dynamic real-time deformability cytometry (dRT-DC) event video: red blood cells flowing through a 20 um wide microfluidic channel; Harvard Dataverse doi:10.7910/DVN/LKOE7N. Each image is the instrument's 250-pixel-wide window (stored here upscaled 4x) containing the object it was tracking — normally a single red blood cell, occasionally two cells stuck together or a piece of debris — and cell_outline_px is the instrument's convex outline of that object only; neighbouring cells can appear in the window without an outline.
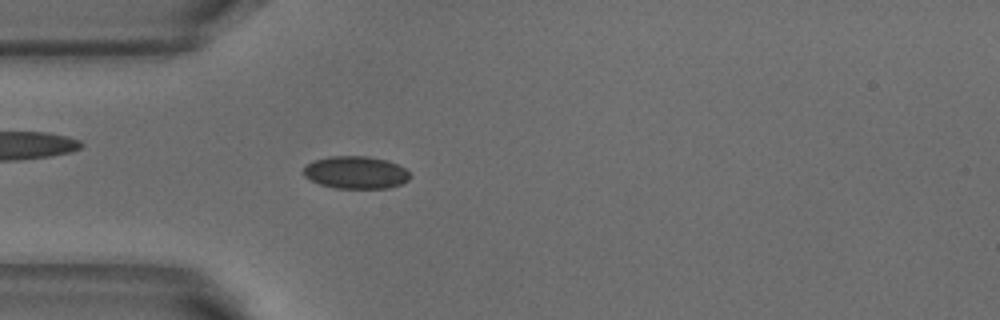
{"species": "common noctule bat (a hibernating species)", "species_latin": "Nyctalus noctula", "temperature_condition": "warm", "stored_images_in_passage": 51, "camera_frame_rate_fps": 3000, "um_per_image_px": 0.085, "animal": {"sex": "male", "body_mass_g": 18.8}, "frame": {"image": 1, "passage_image": 14, "time_ms": 4.333, "image_size_px": [1000, 320], "cell_outline_px": [[412, 176], [408, 180], [400, 184], [388, 188], [336, 188], [320, 184], [304, 176], [304, 168], [308, 164], [316, 160], [332, 156], [368, 156], [388, 160], [404, 168]], "centroid_in_image_um": [30.28, 14.66], "position_along_channel_um": 54.7, "area_um2": 20.0}}
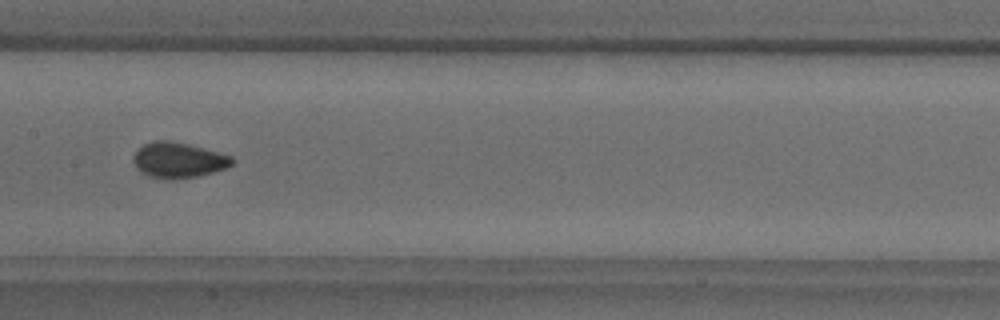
{"frame": {"image": 2, "passage_image": 25, "time_ms": 8.0, "image_size_px": [1000, 320], "cell_outline_px": [[236, 160], [232, 164], [224, 168], [200, 176], [172, 180], [148, 176], [136, 168], [132, 160], [132, 156], [144, 144], [152, 140], [172, 140], [188, 144], [232, 156]], "centroid_in_image_um": [15.14, 13.61], "position_along_channel_um": 192.3, "area_um2": 20.52}}
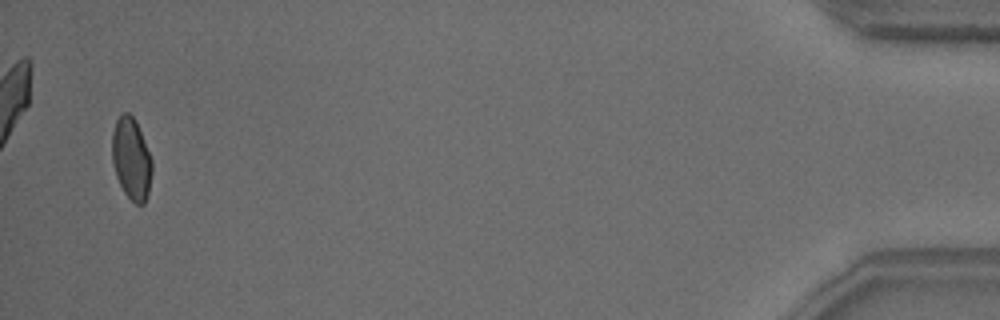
{"frame": {"image": 3, "passage_image": 50, "time_ms": 16.333, "image_size_px": [1000, 320], "cell_outline_px": [[152, 172], [148, 192], [144, 204], [136, 204], [124, 192], [116, 176], [112, 164], [112, 132], [116, 120], [124, 112], [128, 112], [136, 120], [152, 160]], "centroid_in_image_um": [11.15, 13.48], "position_along_channel_um": 424.0, "area_um2": 19.02}, "authors_computed_cell_mechanics": {"area_um2": 19.7676, "velocity_mm_per_s": 3.8306, "shape_relaxation_time_tau1_ms": 3.8101, "shape_relaxation_time_tau2_ms": null, "deformation_change_tau1": 0.0844, "deformation_change_tau2": null}}